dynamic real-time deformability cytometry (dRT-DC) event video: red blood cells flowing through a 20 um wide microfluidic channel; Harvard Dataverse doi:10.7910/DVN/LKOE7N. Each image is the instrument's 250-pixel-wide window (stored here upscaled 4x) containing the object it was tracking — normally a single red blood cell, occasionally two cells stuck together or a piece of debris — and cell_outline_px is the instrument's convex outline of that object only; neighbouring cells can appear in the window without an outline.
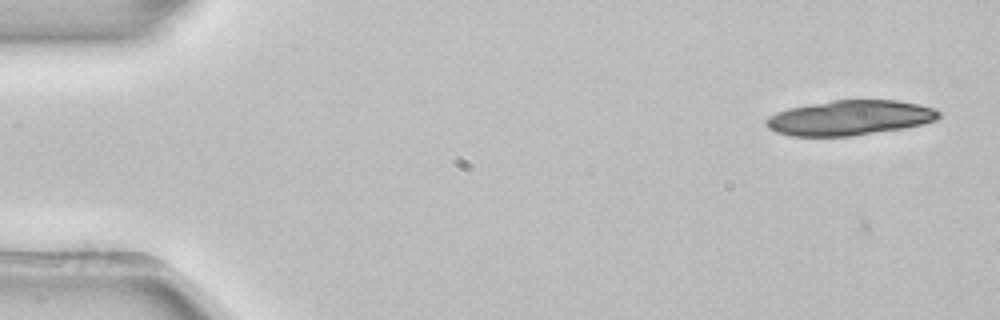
{"species": "common noctule bat (a hibernating species)", "species_latin": "Nyctalus noctula", "temperature_condition": "room temperature", "stored_images_in_passage": 4, "camera_frame_rate_fps": 3000, "um_per_image_px": 0.085, "animal": {"sex": "female", "body_mass_g": 22.7, "forearm_length_mm": 54.2}, "frame": {"image": 1, "passage_image": 2, "time_ms": 0.333, "image_size_px": [1000, 320], "cell_outline_px": [[940, 116], [936, 120], [904, 128], [852, 136], [792, 136], [776, 132], [768, 128], [764, 124], [764, 120], [768, 116], [776, 112], [788, 108], [832, 100], [900, 100], [920, 104], [936, 108], [940, 112]], "centroid_in_image_um": [72.22, 10.01], "position_along_channel_um": 12.8, "area_um2": 35.37}}